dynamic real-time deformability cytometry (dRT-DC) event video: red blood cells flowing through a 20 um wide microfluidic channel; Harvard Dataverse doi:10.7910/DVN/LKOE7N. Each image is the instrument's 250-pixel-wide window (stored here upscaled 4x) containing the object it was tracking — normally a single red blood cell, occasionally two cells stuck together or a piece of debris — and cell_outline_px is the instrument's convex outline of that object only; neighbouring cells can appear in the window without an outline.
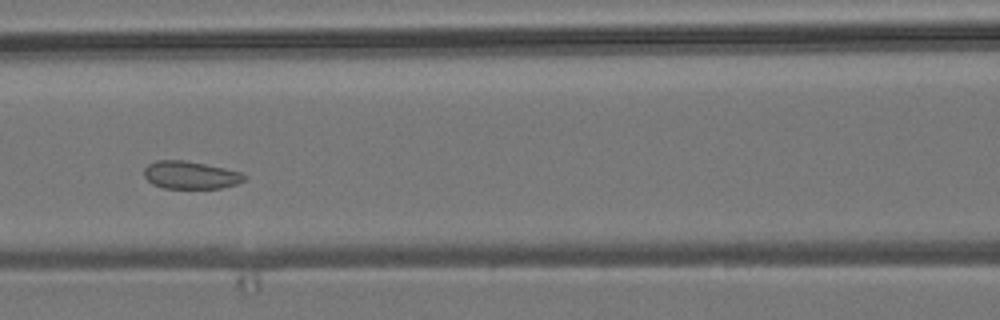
{"species": "common noctule bat (a hibernating species)", "species_latin": "Nyctalus noctula", "temperature_condition": "room temperature", "stored_images_in_passage": 35, "camera_frame_rate_fps": 3000, "um_per_image_px": 0.085, "animal": {"sex": "male", "body_mass_g": 19.2, "forearm_length_mm": 51.8}, "frame": {"image": 1, "passage_image": 8, "time_ms": 2.333, "image_size_px": [1000, 320], "cell_outline_px": [[248, 176], [244, 180], [236, 184], [220, 188], [164, 188], [152, 184], [144, 176], [144, 168], [148, 164], [156, 160], [184, 160], [244, 172]], "centroid_in_image_um": [16.2, 14.87], "position_along_channel_um": 150.4, "area_um2": 16.24}}
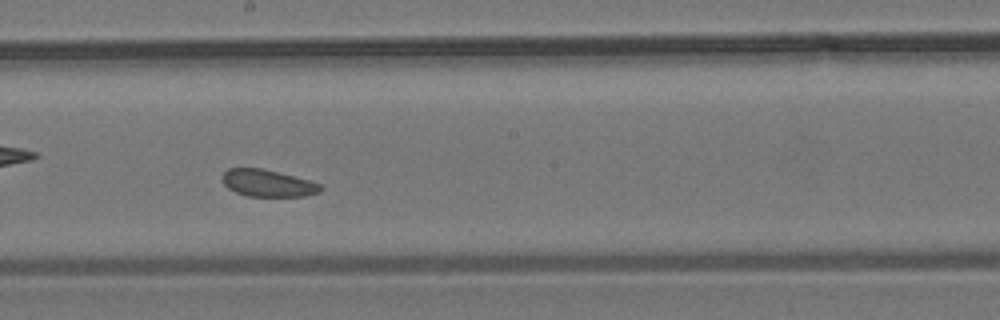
{"frame": {"image": 2, "passage_image": 14, "time_ms": 4.333, "image_size_px": [1000, 320], "cell_outline_px": [[324, 188], [320, 192], [304, 196], [248, 196], [236, 192], [228, 188], [224, 184], [224, 172], [228, 168], [260, 168], [308, 180], [320, 184]], "centroid_in_image_um": [22.77, 15.58], "position_along_channel_um": 225.4, "area_um2": 15.14}}
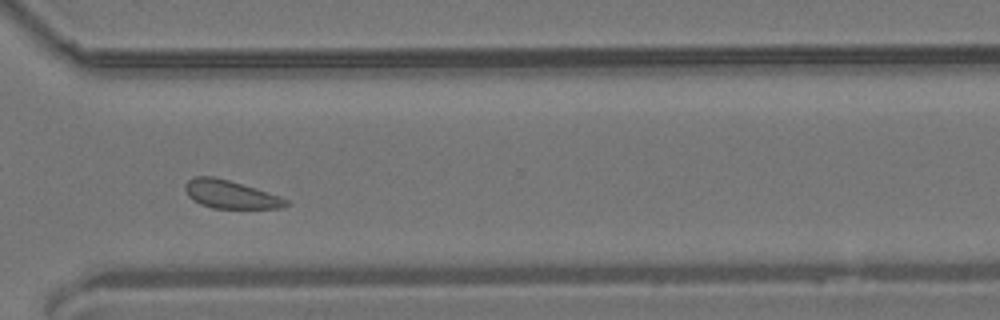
{"frame": {"image": 3, "passage_image": 24, "time_ms": 7.667, "image_size_px": [1000, 320], "cell_outline_px": [[288, 204], [280, 208], [212, 208], [200, 204], [192, 200], [188, 196], [184, 188], [184, 184], [188, 180], [196, 176], [212, 176], [228, 180], [256, 188], [280, 196], [288, 200]], "centroid_in_image_um": [19.55, 16.52], "position_along_channel_um": 351.0, "area_um2": 16.47}, "authors_computed_cell_mechanics": {"area_um2": 16.762, "velocity_mm_per_s": 3.7674, "shape_relaxation_time_tau1_ms": 0.2723, "shape_relaxation_time_tau2_ms": 3.2201, "deformation_change_tau1": 0.004, "deformation_change_tau2": 0.0881}}